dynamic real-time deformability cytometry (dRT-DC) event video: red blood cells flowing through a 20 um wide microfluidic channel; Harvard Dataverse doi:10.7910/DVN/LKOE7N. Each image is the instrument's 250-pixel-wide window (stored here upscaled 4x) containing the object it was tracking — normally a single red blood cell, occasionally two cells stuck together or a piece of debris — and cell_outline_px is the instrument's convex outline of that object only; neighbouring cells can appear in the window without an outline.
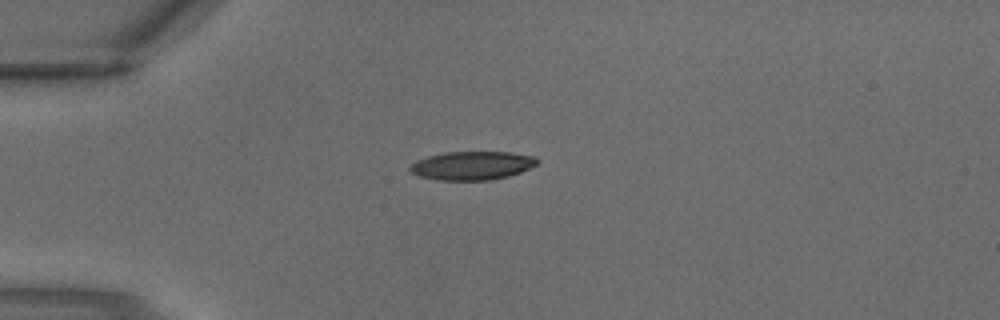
{"species": "common noctule bat (a hibernating species)", "species_latin": "Nyctalus noctula", "temperature_condition": "warm", "stored_images_in_passage": 2, "segment_of_instrument_passage": [1, 2], "camera_frame_rate_fps": 3000, "um_per_image_px": 0.085, "animal": {"sex": "male", "body_mass_g": 18.8}, "frame": {"image": 1, "passage_image": 1, "time_ms": 0.0, "image_size_px": [1000, 320], "cell_outline_px": [[540, 160], [536, 164], [520, 172], [508, 176], [488, 180], [436, 180], [420, 176], [412, 172], [408, 168], [416, 160], [428, 156], [444, 152], [512, 152], [536, 156]], "centroid_in_image_um": [40.14, 14.06], "position_along_channel_um": 44.9, "area_um2": 21.15}}